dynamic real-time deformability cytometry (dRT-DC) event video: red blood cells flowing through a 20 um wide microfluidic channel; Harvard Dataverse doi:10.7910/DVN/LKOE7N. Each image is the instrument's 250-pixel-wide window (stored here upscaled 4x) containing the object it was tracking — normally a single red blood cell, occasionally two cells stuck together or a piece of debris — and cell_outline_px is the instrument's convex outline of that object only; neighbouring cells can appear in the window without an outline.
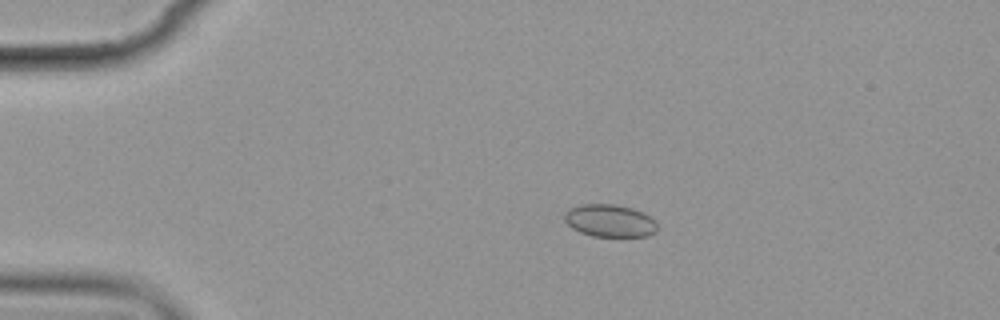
{"species": "common noctule bat (a hibernating species)", "species_latin": "Nyctalus noctula", "temperature_condition": "cold", "stored_images_in_passage": 6, "camera_frame_rate_fps": 3000, "um_per_image_px": 0.085, "animal": {"sex": "female", "body_mass_g": 19.9}, "frame": {"image": 1, "passage_image": 4, "time_ms": 3.333, "image_size_px": [1000, 320], "cell_outline_px": [[656, 232], [648, 236], [592, 236], [580, 232], [572, 228], [564, 220], [564, 212], [568, 208], [580, 204], [616, 204], [632, 208], [644, 212], [652, 216], [656, 220]], "centroid_in_image_um": [51.83, 18.74], "position_along_channel_um": 33.2, "area_um2": 17.86}}
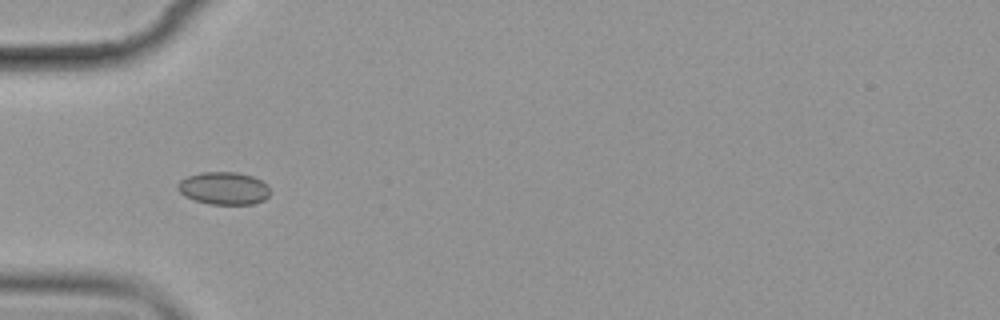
{"frame": {"image": 2, "passage_image": 5, "time_ms": 5.667, "image_size_px": [1000, 320], "cell_outline_px": [[272, 192], [264, 200], [252, 204], [208, 204], [184, 196], [176, 188], [176, 184], [180, 180], [188, 176], [200, 172], [236, 172], [252, 176], [268, 184]], "centroid_in_image_um": [19.03, 16.0], "position_along_channel_um": 66.0, "area_um2": 17.74}}
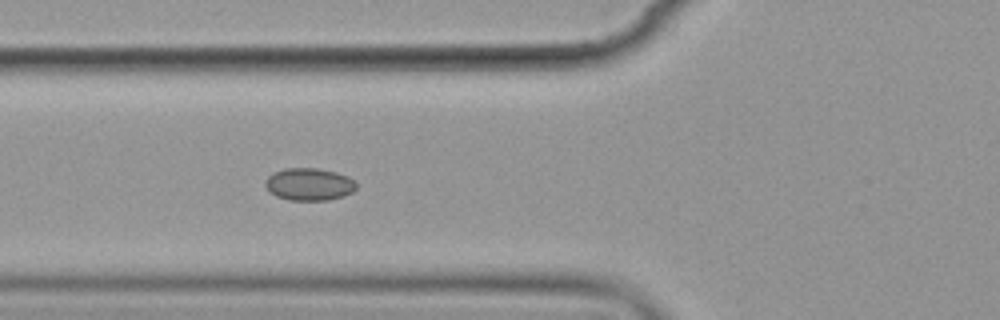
{"frame": {"image": 3, "passage_image": 6, "time_ms": 6.667, "image_size_px": [1000, 320], "cell_outline_px": [[356, 188], [352, 192], [344, 196], [328, 200], [288, 200], [276, 196], [264, 184], [264, 180], [272, 172], [284, 168], [316, 168], [336, 172], [348, 176], [356, 184]], "centroid_in_image_um": [26.26, 15.66], "position_along_channel_um": 99.5, "area_um2": 17.22}}